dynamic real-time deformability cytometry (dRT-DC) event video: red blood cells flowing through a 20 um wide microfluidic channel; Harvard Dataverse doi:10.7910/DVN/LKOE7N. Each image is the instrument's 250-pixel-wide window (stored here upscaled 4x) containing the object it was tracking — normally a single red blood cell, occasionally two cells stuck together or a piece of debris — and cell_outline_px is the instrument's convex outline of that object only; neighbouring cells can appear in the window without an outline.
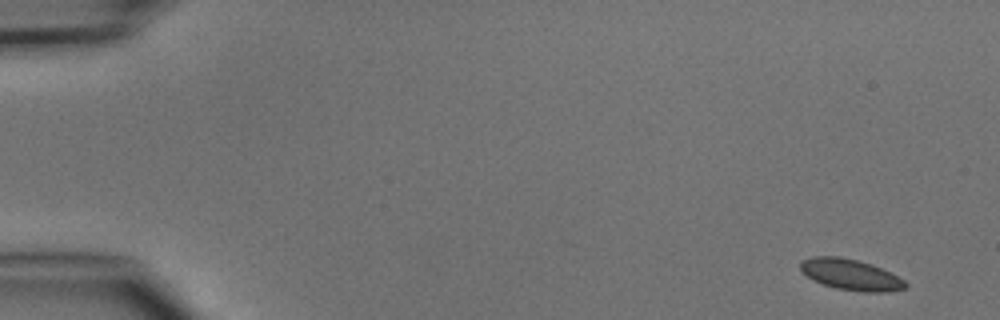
{"species": "common noctule bat (a hibernating species)", "species_latin": "Nyctalus noctula", "temperature_condition": "cold", "stored_images_in_passage": 6, "camera_frame_rate_fps": 3000, "um_per_image_px": 0.085, "animal": {"sex": "male", "body_mass_g": 15.6}, "frame": {"image": 1, "passage_image": 1, "time_ms": 0.0, "image_size_px": [1000, 320], "cell_outline_px": [[908, 288], [888, 292], [864, 292], [836, 288], [812, 280], [800, 268], [800, 260], [812, 256], [840, 256], [872, 264], [904, 280], [908, 284]], "centroid_in_image_um": [72.31, 23.34], "position_along_channel_um": 12.7, "area_um2": 18.9}}
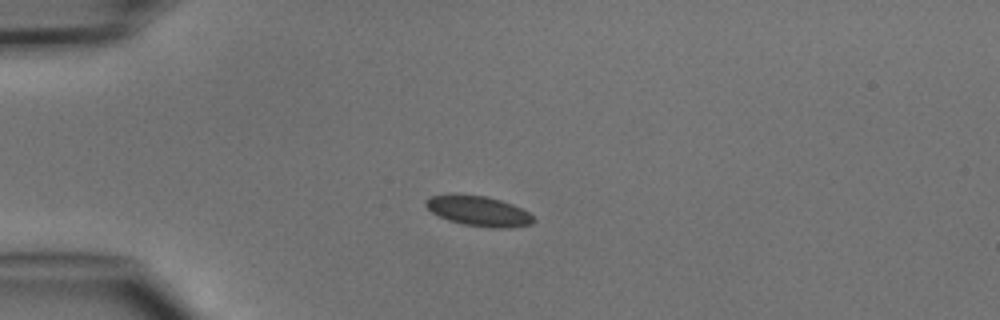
{"frame": {"image": 2, "passage_image": 4, "time_ms": 3.333, "image_size_px": [1000, 320], "cell_outline_px": [[536, 220], [532, 224], [512, 228], [488, 228], [464, 224], [448, 220], [432, 212], [424, 204], [424, 200], [428, 196], [452, 192], [488, 196], [512, 204], [528, 212]], "centroid_in_image_um": [40.64, 17.91], "position_along_channel_um": 44.4, "area_um2": 19.42}}
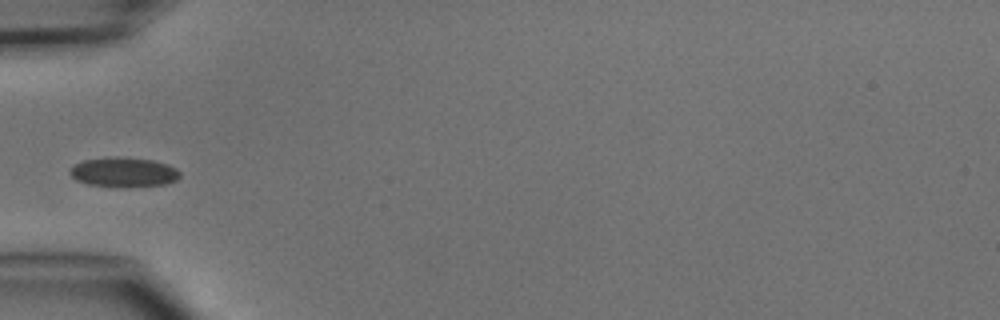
{"frame": {"image": 3, "passage_image": 5, "time_ms": 4.667, "image_size_px": [1000, 320], "cell_outline_px": [[180, 176], [176, 180], [164, 184], [128, 188], [124, 188], [88, 184], [76, 180], [68, 172], [68, 168], [72, 164], [84, 160], [108, 156], [120, 156], [152, 160], [168, 164], [176, 168], [180, 172]], "centroid_in_image_um": [10.47, 14.63], "position_along_channel_um": 74.5, "area_um2": 19.54}}